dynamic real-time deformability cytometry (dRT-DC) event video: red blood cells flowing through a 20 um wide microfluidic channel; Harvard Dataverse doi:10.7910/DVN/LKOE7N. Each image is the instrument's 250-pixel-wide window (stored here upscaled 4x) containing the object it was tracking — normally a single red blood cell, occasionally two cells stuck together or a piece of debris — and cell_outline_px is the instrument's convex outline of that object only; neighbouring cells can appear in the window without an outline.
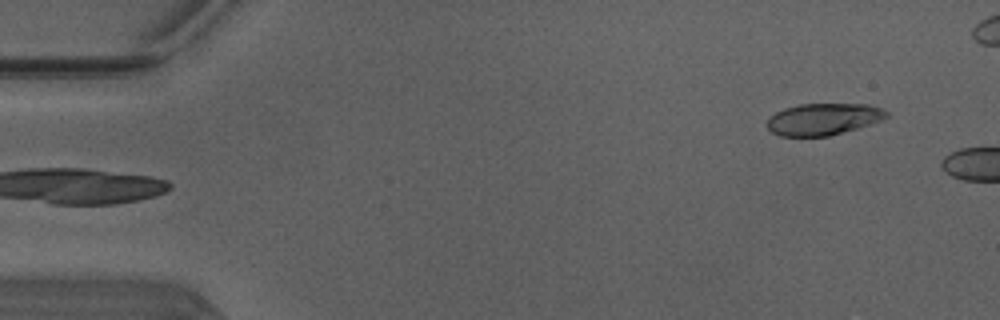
{"species": "Egyptian fruit bat (a non-hibernating species)", "species_latin": "Rousettus aegyptiacus", "temperature_condition": "warm", "stored_images_in_passage": 4, "camera_frame_rate_fps": 3000, "um_per_image_px": 0.085, "animal": {"sex": "male"}, "frame": {"image": 1, "passage_image": 1, "time_ms": 0.0, "image_size_px": [1000, 320], "cell_outline_px": [[888, 116], [880, 120], [856, 128], [828, 136], [780, 136], [772, 132], [768, 128], [768, 116], [784, 108], [800, 104], [868, 104], [880, 108], [888, 112]], "centroid_in_image_um": [69.94, 10.12], "position_along_channel_um": 15.1, "area_um2": 21.85}}